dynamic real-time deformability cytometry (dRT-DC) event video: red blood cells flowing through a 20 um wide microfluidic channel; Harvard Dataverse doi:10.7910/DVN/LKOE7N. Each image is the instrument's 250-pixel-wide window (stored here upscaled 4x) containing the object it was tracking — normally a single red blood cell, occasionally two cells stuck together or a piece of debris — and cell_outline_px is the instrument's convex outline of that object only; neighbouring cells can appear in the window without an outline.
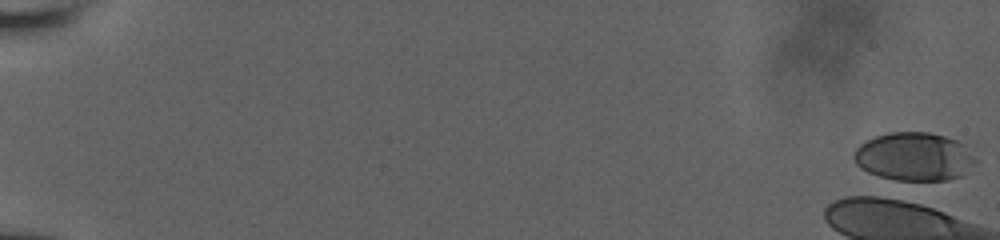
{"species": "human", "species_latin": "Homo sapiens", "temperature_condition": "room temperature", "stored_images_in_passage": 2, "camera_frame_rate_fps": 3000, "um_per_image_px": 0.085, "donor": {"sex": "male"}, "frame": {"image": 1, "passage_image": 1, "time_ms": 0.0, "image_size_px": [1000, 240], "cell_outline_px": [[980, 160], [964, 176], [948, 180], [896, 180], [880, 176], [868, 172], [860, 168], [856, 164], [852, 156], [856, 148], [860, 144], [876, 136], [888, 132], [928, 132], [944, 136], [956, 140], [964, 144]], "centroid_in_image_um": [77.76, 13.32], "position_along_channel_um": 7.2, "area_um2": 34.74}}